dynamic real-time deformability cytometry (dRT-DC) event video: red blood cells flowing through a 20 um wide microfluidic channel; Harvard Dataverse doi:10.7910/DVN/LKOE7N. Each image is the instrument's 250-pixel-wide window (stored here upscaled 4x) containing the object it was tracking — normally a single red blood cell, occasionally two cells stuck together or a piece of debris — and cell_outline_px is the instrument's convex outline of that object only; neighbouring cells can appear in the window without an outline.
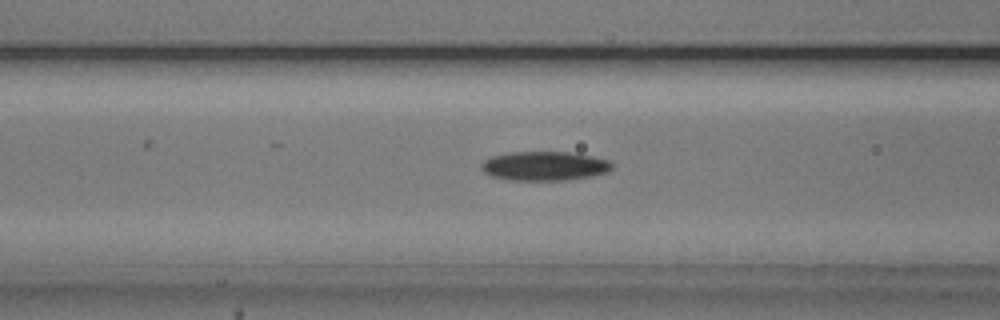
{"species": "common noctule bat (a hibernating species)", "species_latin": "Nyctalus noctula", "temperature_condition": "cold", "stored_images_in_passage": 54, "camera_frame_rate_fps": 3000, "um_per_image_px": 0.085, "animal": {"sex": "male", "body_mass_g": 20.5, "forearm_length_mm": 52.5}, "frame": {"image": 1, "passage_image": 21, "time_ms": 6.667, "image_size_px": [1000, 320], "cell_outline_px": [[612, 168], [608, 172], [592, 176], [568, 180], [508, 180], [492, 176], [484, 172], [480, 168], [480, 164], [488, 156], [508, 152], [568, 152], [592, 156], [608, 160], [612, 164]], "centroid_in_image_um": [46.24, 14.11], "position_along_channel_um": 120.4, "area_um2": 22.43}}
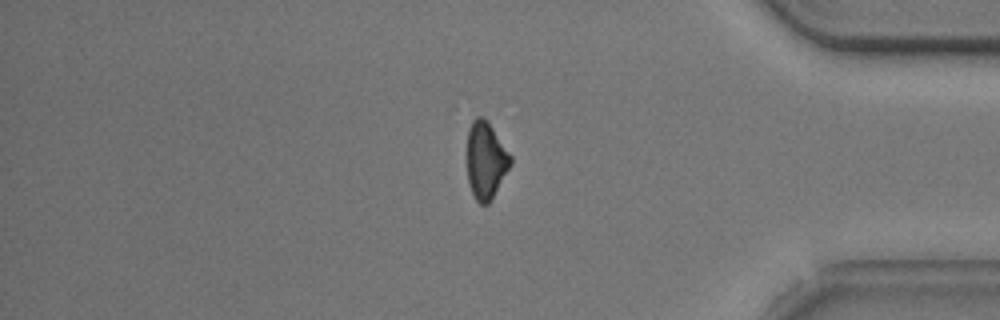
{"frame": {"image": 2, "passage_image": 45, "time_ms": 14.667, "image_size_px": [1000, 320], "cell_outline_px": [[512, 164], [492, 200], [488, 204], [480, 204], [476, 200], [468, 184], [468, 128], [472, 120], [476, 116], [480, 116], [488, 120], [512, 156]], "centroid_in_image_um": [41.32, 13.62], "position_along_channel_um": 393.9, "area_um2": 19.77}}
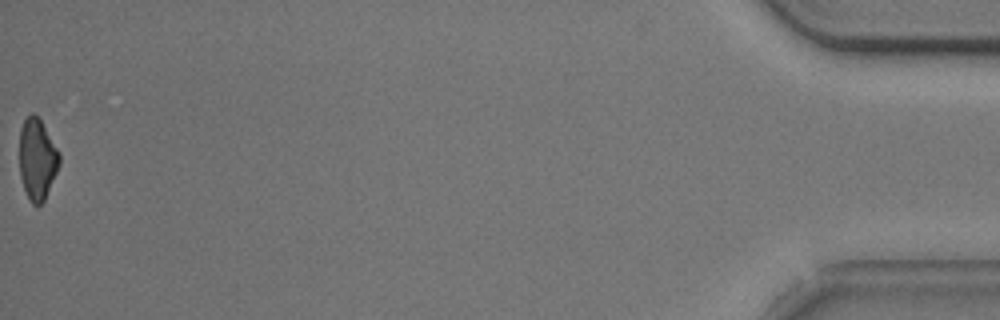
{"frame": {"image": 3, "passage_image": 54, "time_ms": 17.667, "image_size_px": [1000, 320], "cell_outline_px": [[60, 164], [44, 200], [40, 204], [32, 204], [24, 188], [20, 176], [20, 128], [24, 120], [32, 112], [40, 120], [60, 152]], "centroid_in_image_um": [3.17, 13.52], "position_along_channel_um": 432.0, "area_um2": 18.61}, "authors_computed_cell_mechanics": {"area_um2": 20.7213, "velocity_mm_per_s": 3.7424, "shape_relaxation_time_tau1_ms": 3.1338, "shape_relaxation_time_tau2_ms": null, "deformation_change_tau1": 0.1079, "deformation_change_tau2": null}}